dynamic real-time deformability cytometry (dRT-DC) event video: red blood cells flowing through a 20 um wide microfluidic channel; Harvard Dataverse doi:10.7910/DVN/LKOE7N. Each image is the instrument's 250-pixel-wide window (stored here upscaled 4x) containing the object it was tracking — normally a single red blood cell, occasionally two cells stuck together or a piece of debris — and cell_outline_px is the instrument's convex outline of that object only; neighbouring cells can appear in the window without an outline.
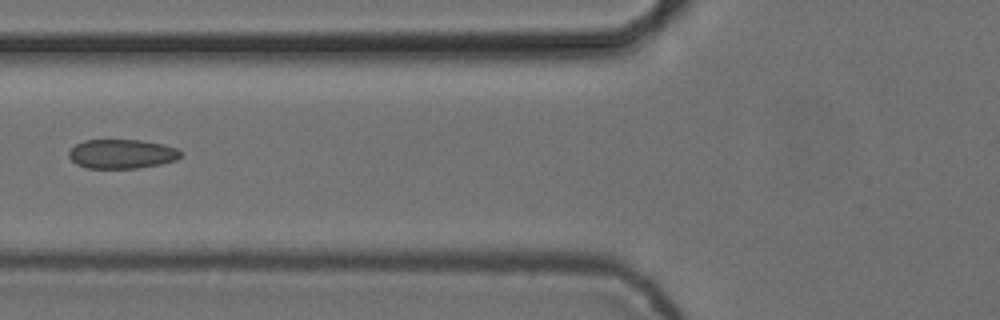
{"species": "common noctule bat (a hibernating species)", "species_latin": "Nyctalus noctula", "temperature_condition": "cold", "stored_images_in_passage": 7, "camera_frame_rate_fps": 3000, "um_per_image_px": 0.085, "animal": {"sex": "female", "body_mass_g": 24.6, "forearm_length_mm": 56.2}, "frame": {"image": 1, "passage_image": 6, "time_ms": 1.667, "image_size_px": [1000, 320], "cell_outline_px": [[184, 152], [176, 160], [160, 164], [136, 168], [88, 168], [76, 164], [68, 156], [68, 152], [76, 144], [84, 140], [140, 140], [164, 144], [176, 148]], "centroid_in_image_um": [10.36, 13.08], "position_along_channel_um": 115.4, "area_um2": 19.07}}
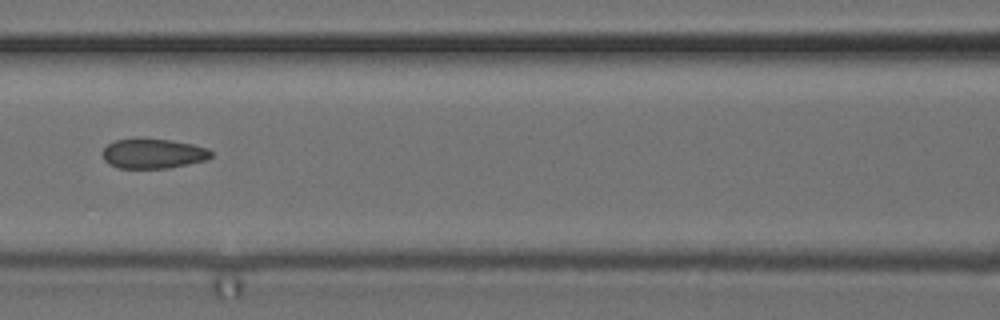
{"frame": {"image": 2, "passage_image": 7, "time_ms": 2.0, "image_size_px": [1000, 320], "cell_outline_px": [[212, 156], [208, 160], [168, 168], [120, 168], [108, 164], [104, 160], [104, 148], [108, 144], [116, 140], [132, 136], [172, 140], [192, 144], [208, 148], [212, 152]], "centroid_in_image_um": [13.02, 13.02], "position_along_channel_um": 153.6, "area_um2": 19.31}}